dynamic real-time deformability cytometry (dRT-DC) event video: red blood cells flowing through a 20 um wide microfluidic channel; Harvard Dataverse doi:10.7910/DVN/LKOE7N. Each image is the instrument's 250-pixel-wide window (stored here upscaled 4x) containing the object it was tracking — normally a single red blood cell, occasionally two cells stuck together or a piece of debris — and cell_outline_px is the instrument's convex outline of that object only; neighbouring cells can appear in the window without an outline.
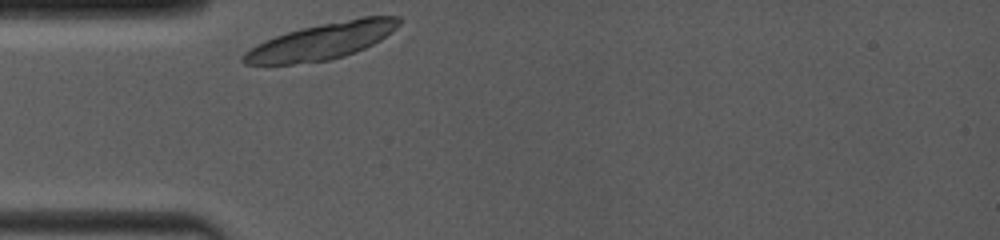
{"species": "common noctule bat (a hibernating species)", "species_latin": "Nyctalus noctula", "temperature_condition": "room temperature", "stored_images_in_passage": 1, "camera_frame_rate_fps": 4000, "um_per_image_px": 0.085, "animal": {"sex": "female", "body_mass_g": 19.0, "forearm_length_mm": 53.3}, "frame": {"image": 1, "passage_image": 1, "time_ms": 0.0, "image_size_px": [1000, 240], "cell_outline_px": [[400, 24], [396, 28], [380, 40], [356, 52], [344, 56], [328, 60], [292, 64], [244, 64], [240, 60], [240, 56], [244, 52], [256, 44], [264, 40], [300, 28], [360, 16], [400, 16]], "centroid_in_image_um": [27.33, 3.5], "position_along_channel_um": 57.7, "area_um2": 33.0}}